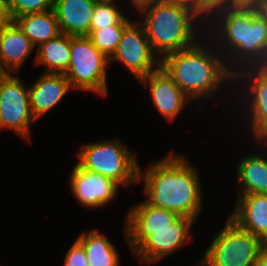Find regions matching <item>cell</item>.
Segmentation results:
<instances>
[{"mask_svg": "<svg viewBox=\"0 0 267 266\" xmlns=\"http://www.w3.org/2000/svg\"><path fill=\"white\" fill-rule=\"evenodd\" d=\"M172 150L147 169L139 167L138 183L143 181L146 202L175 212L196 222L203 208L202 184L195 165Z\"/></svg>", "mask_w": 267, "mask_h": 266, "instance_id": "6da1fadb", "label": "cell"}, {"mask_svg": "<svg viewBox=\"0 0 267 266\" xmlns=\"http://www.w3.org/2000/svg\"><path fill=\"white\" fill-rule=\"evenodd\" d=\"M206 27L205 33L234 75L241 69L256 67L267 53V16L260 8L221 10Z\"/></svg>", "mask_w": 267, "mask_h": 266, "instance_id": "7a4b0ae2", "label": "cell"}, {"mask_svg": "<svg viewBox=\"0 0 267 266\" xmlns=\"http://www.w3.org/2000/svg\"><path fill=\"white\" fill-rule=\"evenodd\" d=\"M204 36L192 46L161 59V68L191 102L204 97L210 99L221 85L234 82V74L227 68L223 55L207 34Z\"/></svg>", "mask_w": 267, "mask_h": 266, "instance_id": "3957f363", "label": "cell"}, {"mask_svg": "<svg viewBox=\"0 0 267 266\" xmlns=\"http://www.w3.org/2000/svg\"><path fill=\"white\" fill-rule=\"evenodd\" d=\"M138 13L143 16L140 23L160 59L192 46L205 33L203 30L206 25L194 13L181 6L157 2L142 7Z\"/></svg>", "mask_w": 267, "mask_h": 266, "instance_id": "277c9868", "label": "cell"}, {"mask_svg": "<svg viewBox=\"0 0 267 266\" xmlns=\"http://www.w3.org/2000/svg\"><path fill=\"white\" fill-rule=\"evenodd\" d=\"M78 164L118 183L121 187L138 182L136 153L118 139L88 142L77 153Z\"/></svg>", "mask_w": 267, "mask_h": 266, "instance_id": "5b68a950", "label": "cell"}, {"mask_svg": "<svg viewBox=\"0 0 267 266\" xmlns=\"http://www.w3.org/2000/svg\"><path fill=\"white\" fill-rule=\"evenodd\" d=\"M211 241L196 266H254L261 252V239L229 218Z\"/></svg>", "mask_w": 267, "mask_h": 266, "instance_id": "8992f818", "label": "cell"}, {"mask_svg": "<svg viewBox=\"0 0 267 266\" xmlns=\"http://www.w3.org/2000/svg\"><path fill=\"white\" fill-rule=\"evenodd\" d=\"M109 64V59L94 46L89 36H71L70 63L64 74L72 89L107 96Z\"/></svg>", "mask_w": 267, "mask_h": 266, "instance_id": "52a82bcc", "label": "cell"}, {"mask_svg": "<svg viewBox=\"0 0 267 266\" xmlns=\"http://www.w3.org/2000/svg\"><path fill=\"white\" fill-rule=\"evenodd\" d=\"M35 121L28 87L16 75L7 73L0 80V130L10 129L30 140L31 124Z\"/></svg>", "mask_w": 267, "mask_h": 266, "instance_id": "ba28073f", "label": "cell"}, {"mask_svg": "<svg viewBox=\"0 0 267 266\" xmlns=\"http://www.w3.org/2000/svg\"><path fill=\"white\" fill-rule=\"evenodd\" d=\"M121 62L136 79L161 68V59L152 49L144 26L135 21L123 31L118 47L109 62Z\"/></svg>", "mask_w": 267, "mask_h": 266, "instance_id": "9c48e42d", "label": "cell"}, {"mask_svg": "<svg viewBox=\"0 0 267 266\" xmlns=\"http://www.w3.org/2000/svg\"><path fill=\"white\" fill-rule=\"evenodd\" d=\"M235 85H240L237 90H241L243 95L238 100L244 98L240 106H247L243 115L247 113L249 131L256 141H267V77L256 67L244 68L234 75L233 86Z\"/></svg>", "mask_w": 267, "mask_h": 266, "instance_id": "30bf717a", "label": "cell"}, {"mask_svg": "<svg viewBox=\"0 0 267 266\" xmlns=\"http://www.w3.org/2000/svg\"><path fill=\"white\" fill-rule=\"evenodd\" d=\"M194 223L188 217L178 216L165 229L149 230V237L133 252L134 256L145 265L162 261L192 239L191 228Z\"/></svg>", "mask_w": 267, "mask_h": 266, "instance_id": "8fae6325", "label": "cell"}, {"mask_svg": "<svg viewBox=\"0 0 267 266\" xmlns=\"http://www.w3.org/2000/svg\"><path fill=\"white\" fill-rule=\"evenodd\" d=\"M69 181L74 198L89 209L109 205L115 200L121 187L112 179L91 172L78 163L72 167Z\"/></svg>", "mask_w": 267, "mask_h": 266, "instance_id": "7c38bea8", "label": "cell"}, {"mask_svg": "<svg viewBox=\"0 0 267 266\" xmlns=\"http://www.w3.org/2000/svg\"><path fill=\"white\" fill-rule=\"evenodd\" d=\"M124 225V236L132 253L149 237V230H161L178 217L170 210L148 204L145 200L127 212Z\"/></svg>", "mask_w": 267, "mask_h": 266, "instance_id": "4fadbf2b", "label": "cell"}, {"mask_svg": "<svg viewBox=\"0 0 267 266\" xmlns=\"http://www.w3.org/2000/svg\"><path fill=\"white\" fill-rule=\"evenodd\" d=\"M138 80L144 87H148L152 106L166 121L176 119L181 110L186 108L185 105L191 102L162 68Z\"/></svg>", "mask_w": 267, "mask_h": 266, "instance_id": "5bb4252c", "label": "cell"}, {"mask_svg": "<svg viewBox=\"0 0 267 266\" xmlns=\"http://www.w3.org/2000/svg\"><path fill=\"white\" fill-rule=\"evenodd\" d=\"M28 89L31 112L36 120L53 109L68 91L72 90L64 73L46 72H43Z\"/></svg>", "mask_w": 267, "mask_h": 266, "instance_id": "9a60e30c", "label": "cell"}, {"mask_svg": "<svg viewBox=\"0 0 267 266\" xmlns=\"http://www.w3.org/2000/svg\"><path fill=\"white\" fill-rule=\"evenodd\" d=\"M229 219L261 240L267 238V194L237 195Z\"/></svg>", "mask_w": 267, "mask_h": 266, "instance_id": "2e32d148", "label": "cell"}, {"mask_svg": "<svg viewBox=\"0 0 267 266\" xmlns=\"http://www.w3.org/2000/svg\"><path fill=\"white\" fill-rule=\"evenodd\" d=\"M95 0H54L53 11L60 32L68 36H89Z\"/></svg>", "mask_w": 267, "mask_h": 266, "instance_id": "e0dca14e", "label": "cell"}, {"mask_svg": "<svg viewBox=\"0 0 267 266\" xmlns=\"http://www.w3.org/2000/svg\"><path fill=\"white\" fill-rule=\"evenodd\" d=\"M33 49L30 39L14 21L0 30V65L6 73L18 74Z\"/></svg>", "mask_w": 267, "mask_h": 266, "instance_id": "ac0fdd59", "label": "cell"}, {"mask_svg": "<svg viewBox=\"0 0 267 266\" xmlns=\"http://www.w3.org/2000/svg\"><path fill=\"white\" fill-rule=\"evenodd\" d=\"M258 143L263 150L267 147V141H254ZM267 149V148H266ZM262 152L258 154L246 155L238 162L236 166L237 186L239 192L237 195L243 194H267V150L266 154Z\"/></svg>", "mask_w": 267, "mask_h": 266, "instance_id": "d6986e66", "label": "cell"}, {"mask_svg": "<svg viewBox=\"0 0 267 266\" xmlns=\"http://www.w3.org/2000/svg\"><path fill=\"white\" fill-rule=\"evenodd\" d=\"M71 36L60 33L36 48L35 63L46 73H65L70 63Z\"/></svg>", "mask_w": 267, "mask_h": 266, "instance_id": "ffe728a7", "label": "cell"}, {"mask_svg": "<svg viewBox=\"0 0 267 266\" xmlns=\"http://www.w3.org/2000/svg\"><path fill=\"white\" fill-rule=\"evenodd\" d=\"M14 22L36 48L61 33L53 9L25 14L17 17Z\"/></svg>", "mask_w": 267, "mask_h": 266, "instance_id": "44dd1931", "label": "cell"}, {"mask_svg": "<svg viewBox=\"0 0 267 266\" xmlns=\"http://www.w3.org/2000/svg\"><path fill=\"white\" fill-rule=\"evenodd\" d=\"M77 240L85 249L89 266H119V253L104 233L89 229L82 232Z\"/></svg>", "mask_w": 267, "mask_h": 266, "instance_id": "7402d4cb", "label": "cell"}, {"mask_svg": "<svg viewBox=\"0 0 267 266\" xmlns=\"http://www.w3.org/2000/svg\"><path fill=\"white\" fill-rule=\"evenodd\" d=\"M131 17L125 16L116 24L93 31L89 37L94 46L108 59L115 53L124 29L131 23Z\"/></svg>", "mask_w": 267, "mask_h": 266, "instance_id": "603a6c76", "label": "cell"}, {"mask_svg": "<svg viewBox=\"0 0 267 266\" xmlns=\"http://www.w3.org/2000/svg\"><path fill=\"white\" fill-rule=\"evenodd\" d=\"M124 16L119 6L96 2L90 24V34L93 31L116 25Z\"/></svg>", "mask_w": 267, "mask_h": 266, "instance_id": "cb8c5ba5", "label": "cell"}, {"mask_svg": "<svg viewBox=\"0 0 267 266\" xmlns=\"http://www.w3.org/2000/svg\"><path fill=\"white\" fill-rule=\"evenodd\" d=\"M54 0H7L10 18L14 21L29 13H41L53 9Z\"/></svg>", "mask_w": 267, "mask_h": 266, "instance_id": "d4e9b609", "label": "cell"}, {"mask_svg": "<svg viewBox=\"0 0 267 266\" xmlns=\"http://www.w3.org/2000/svg\"><path fill=\"white\" fill-rule=\"evenodd\" d=\"M64 266H89L85 249L77 239L66 253Z\"/></svg>", "mask_w": 267, "mask_h": 266, "instance_id": "484cf974", "label": "cell"}, {"mask_svg": "<svg viewBox=\"0 0 267 266\" xmlns=\"http://www.w3.org/2000/svg\"><path fill=\"white\" fill-rule=\"evenodd\" d=\"M162 2L187 8L194 13L203 24H207L210 18L202 11L201 0H163Z\"/></svg>", "mask_w": 267, "mask_h": 266, "instance_id": "4316f807", "label": "cell"}, {"mask_svg": "<svg viewBox=\"0 0 267 266\" xmlns=\"http://www.w3.org/2000/svg\"><path fill=\"white\" fill-rule=\"evenodd\" d=\"M202 11L211 18L215 13L232 8V0H201Z\"/></svg>", "mask_w": 267, "mask_h": 266, "instance_id": "83f0119b", "label": "cell"}, {"mask_svg": "<svg viewBox=\"0 0 267 266\" xmlns=\"http://www.w3.org/2000/svg\"><path fill=\"white\" fill-rule=\"evenodd\" d=\"M264 0H232V8H261Z\"/></svg>", "mask_w": 267, "mask_h": 266, "instance_id": "f1b7e54d", "label": "cell"}, {"mask_svg": "<svg viewBox=\"0 0 267 266\" xmlns=\"http://www.w3.org/2000/svg\"><path fill=\"white\" fill-rule=\"evenodd\" d=\"M11 21L7 7V0H0V30Z\"/></svg>", "mask_w": 267, "mask_h": 266, "instance_id": "f546056e", "label": "cell"}, {"mask_svg": "<svg viewBox=\"0 0 267 266\" xmlns=\"http://www.w3.org/2000/svg\"><path fill=\"white\" fill-rule=\"evenodd\" d=\"M138 11L142 7L152 4V3H157V2H162L163 0H128Z\"/></svg>", "mask_w": 267, "mask_h": 266, "instance_id": "4dcf8cb0", "label": "cell"}, {"mask_svg": "<svg viewBox=\"0 0 267 266\" xmlns=\"http://www.w3.org/2000/svg\"><path fill=\"white\" fill-rule=\"evenodd\" d=\"M256 68L267 77V53L264 55L263 60L256 66Z\"/></svg>", "mask_w": 267, "mask_h": 266, "instance_id": "1f68e13d", "label": "cell"}, {"mask_svg": "<svg viewBox=\"0 0 267 266\" xmlns=\"http://www.w3.org/2000/svg\"><path fill=\"white\" fill-rule=\"evenodd\" d=\"M254 266H267V256L260 252Z\"/></svg>", "mask_w": 267, "mask_h": 266, "instance_id": "d6a6232c", "label": "cell"}, {"mask_svg": "<svg viewBox=\"0 0 267 266\" xmlns=\"http://www.w3.org/2000/svg\"><path fill=\"white\" fill-rule=\"evenodd\" d=\"M261 252L267 256V238L261 240Z\"/></svg>", "mask_w": 267, "mask_h": 266, "instance_id": "836d02e7", "label": "cell"}, {"mask_svg": "<svg viewBox=\"0 0 267 266\" xmlns=\"http://www.w3.org/2000/svg\"><path fill=\"white\" fill-rule=\"evenodd\" d=\"M95 1L98 3L117 5L116 3H114V2H116V0H95Z\"/></svg>", "mask_w": 267, "mask_h": 266, "instance_id": "e575fe53", "label": "cell"}, {"mask_svg": "<svg viewBox=\"0 0 267 266\" xmlns=\"http://www.w3.org/2000/svg\"><path fill=\"white\" fill-rule=\"evenodd\" d=\"M262 10V12L267 16V0L263 1V4L260 8Z\"/></svg>", "mask_w": 267, "mask_h": 266, "instance_id": "d590c367", "label": "cell"}, {"mask_svg": "<svg viewBox=\"0 0 267 266\" xmlns=\"http://www.w3.org/2000/svg\"><path fill=\"white\" fill-rule=\"evenodd\" d=\"M7 73L2 69L0 65V80L6 75Z\"/></svg>", "mask_w": 267, "mask_h": 266, "instance_id": "8d00e7d4", "label": "cell"}]
</instances>
